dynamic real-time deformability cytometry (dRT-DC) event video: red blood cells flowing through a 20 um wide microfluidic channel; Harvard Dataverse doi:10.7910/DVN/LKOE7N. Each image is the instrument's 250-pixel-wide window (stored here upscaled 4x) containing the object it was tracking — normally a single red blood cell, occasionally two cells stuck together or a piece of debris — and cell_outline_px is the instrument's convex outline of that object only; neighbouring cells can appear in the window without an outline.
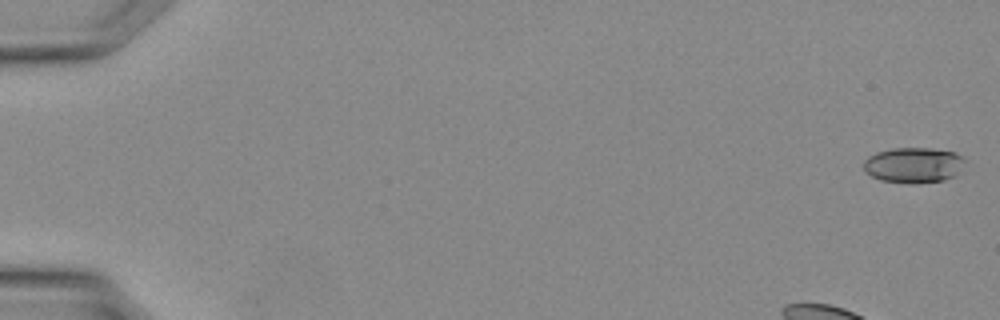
{"species": "Egyptian fruit bat (a non-hibernating species)", "species_latin": "Rousettus aegyptiacus", "temperature_condition": "warm", "stored_images_in_passage": 36, "camera_frame_rate_fps": 3000, "um_per_image_px": 0.085, "animal": {"sex": "female"}, "frame": {"image": 1, "passage_image": 1, "time_ms": 0.0, "image_size_px": [1000, 320], "cell_outline_px": [[968, 160], [956, 176], [944, 180], [916, 184], [908, 184], [880, 180], [864, 172], [864, 160], [868, 156], [876, 152], [892, 148], [932, 148], [956, 152], [964, 156]], "centroid_in_image_um": [77.7, 14.03], "position_along_channel_um": 7.3, "area_um2": 21.56}}